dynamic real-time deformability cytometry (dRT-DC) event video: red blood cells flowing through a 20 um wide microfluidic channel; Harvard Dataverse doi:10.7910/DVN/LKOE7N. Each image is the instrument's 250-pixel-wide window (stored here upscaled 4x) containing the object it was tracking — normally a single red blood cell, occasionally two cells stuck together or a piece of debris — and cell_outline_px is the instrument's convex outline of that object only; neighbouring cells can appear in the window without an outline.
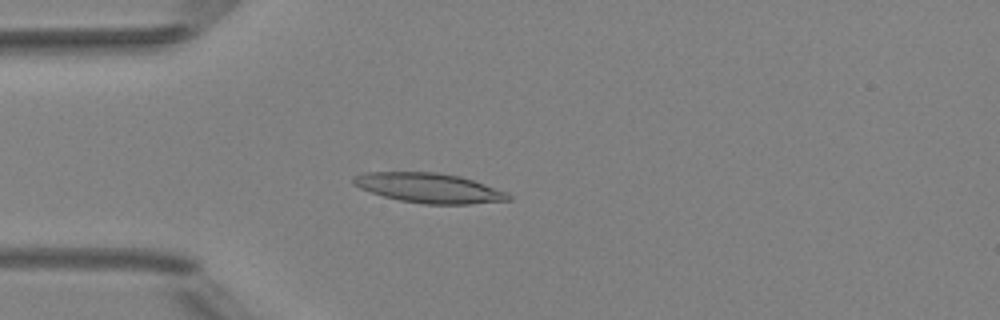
{"species": "Egyptian fruit bat (a non-hibernating species)", "species_latin": "Rousettus aegyptiacus", "temperature_condition": "room temperature", "stored_images_in_passage": 5, "camera_frame_rate_fps": 3000, "um_per_image_px": 0.085, "animal": {"sex": "female"}, "frame": {"image": 1, "passage_image": 4, "time_ms": 3.333, "image_size_px": [1000, 320], "cell_outline_px": [[512, 200], [468, 204], [424, 204], [400, 200], [384, 196], [360, 188], [352, 184], [352, 176], [364, 172], [436, 172], [460, 176], [508, 192], [512, 196]], "centroid_in_image_um": [36.47, 15.97], "position_along_channel_um": 48.5, "area_um2": 26.88}}